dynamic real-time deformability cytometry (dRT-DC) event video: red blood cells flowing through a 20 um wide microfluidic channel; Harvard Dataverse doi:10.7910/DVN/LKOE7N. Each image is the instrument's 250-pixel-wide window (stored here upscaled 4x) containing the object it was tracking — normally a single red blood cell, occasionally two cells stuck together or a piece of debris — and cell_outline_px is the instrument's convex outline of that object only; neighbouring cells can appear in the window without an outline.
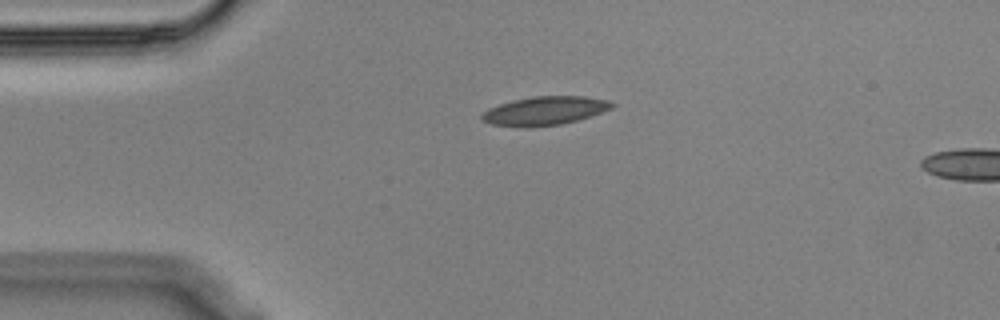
{"species": "Egyptian fruit bat (a non-hibernating species)", "species_latin": "Rousettus aegyptiacus", "temperature_condition": "cold", "stored_images_in_passage": 45, "camera_frame_rate_fps": 3000, "um_per_image_px": 0.085, "animal": {"sex": "male"}, "frame": {"image": 1, "passage_image": 1, "time_ms": 0.0, "image_size_px": [1000, 320], "cell_outline_px": [[616, 104], [612, 108], [576, 120], [560, 124], [524, 128], [492, 124], [480, 120], [480, 116], [488, 108], [512, 100], [532, 96], [584, 96], [608, 100]], "centroid_in_image_um": [46.26, 9.41], "position_along_channel_um": 38.7, "area_um2": 21.68}}
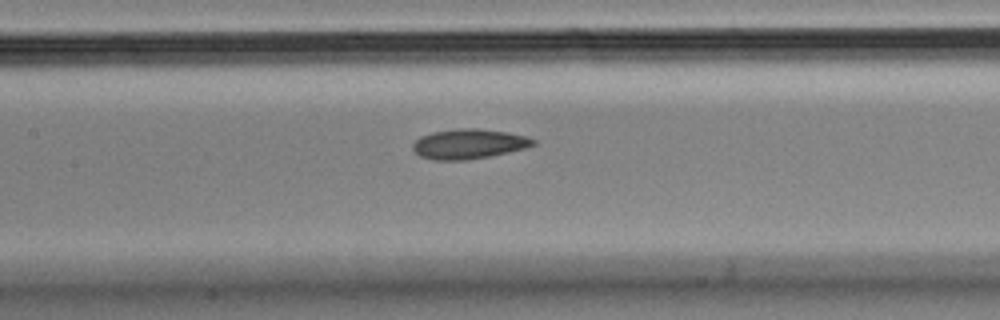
{"frame": {"image": 2, "passage_image": 14, "time_ms": 4.333, "image_size_px": [1000, 320], "cell_outline_px": [[536, 144], [524, 148], [508, 152], [468, 160], [432, 160], [420, 156], [412, 148], [412, 144], [420, 136], [432, 132], [460, 128], [476, 128], [508, 132], [528, 136], [536, 140]], "centroid_in_image_um": [39.84, 12.23], "position_along_channel_um": 167.6, "area_um2": 20.98}}
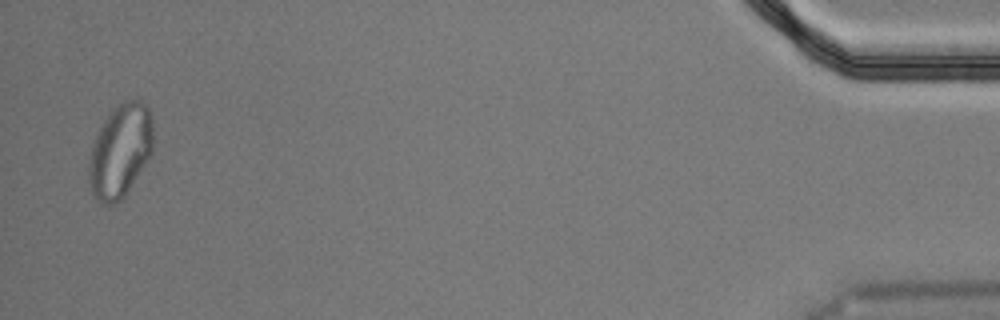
{"frame": {"image": 3, "passage_image": 43, "time_ms": 14.0, "image_size_px": [1000, 320], "cell_outline_px": [[152, 152], [148, 160], [128, 192], [120, 200], [112, 204], [108, 204], [96, 200], [92, 196], [88, 180], [88, 164], [92, 144], [104, 120], [112, 108], [116, 104], [124, 100], [136, 96], [148, 108], [152, 116]], "centroid_in_image_um": [10.21, 12.8], "position_along_channel_um": 425.0, "area_um2": 35.49}}